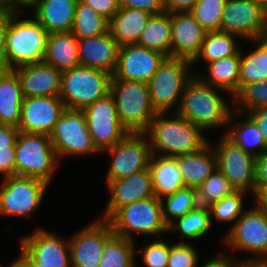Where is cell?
<instances>
[{"label":"cell","mask_w":267,"mask_h":267,"mask_svg":"<svg viewBox=\"0 0 267 267\" xmlns=\"http://www.w3.org/2000/svg\"><path fill=\"white\" fill-rule=\"evenodd\" d=\"M224 93L227 94L226 98ZM228 95L226 91L206 84L197 75H193L185 84L175 113L207 134L210 131L215 132L214 129L222 130L223 128L222 134H225L233 110V100Z\"/></svg>","instance_id":"obj_1"},{"label":"cell","mask_w":267,"mask_h":267,"mask_svg":"<svg viewBox=\"0 0 267 267\" xmlns=\"http://www.w3.org/2000/svg\"><path fill=\"white\" fill-rule=\"evenodd\" d=\"M145 134L152 154L165 157L194 153L209 143L201 128L176 113H157Z\"/></svg>","instance_id":"obj_2"},{"label":"cell","mask_w":267,"mask_h":267,"mask_svg":"<svg viewBox=\"0 0 267 267\" xmlns=\"http://www.w3.org/2000/svg\"><path fill=\"white\" fill-rule=\"evenodd\" d=\"M48 35L26 10H16L10 16L6 33L4 69L43 62Z\"/></svg>","instance_id":"obj_3"},{"label":"cell","mask_w":267,"mask_h":267,"mask_svg":"<svg viewBox=\"0 0 267 267\" xmlns=\"http://www.w3.org/2000/svg\"><path fill=\"white\" fill-rule=\"evenodd\" d=\"M114 235L135 240V235L159 238L167 234L161 200L156 196L118 208L108 219Z\"/></svg>","instance_id":"obj_4"},{"label":"cell","mask_w":267,"mask_h":267,"mask_svg":"<svg viewBox=\"0 0 267 267\" xmlns=\"http://www.w3.org/2000/svg\"><path fill=\"white\" fill-rule=\"evenodd\" d=\"M191 61L166 57L147 82L150 101L157 113H175L185 84L194 75Z\"/></svg>","instance_id":"obj_5"},{"label":"cell","mask_w":267,"mask_h":267,"mask_svg":"<svg viewBox=\"0 0 267 267\" xmlns=\"http://www.w3.org/2000/svg\"><path fill=\"white\" fill-rule=\"evenodd\" d=\"M110 93L122 125L129 133H145L157 114L150 101L147 83L112 79Z\"/></svg>","instance_id":"obj_6"},{"label":"cell","mask_w":267,"mask_h":267,"mask_svg":"<svg viewBox=\"0 0 267 267\" xmlns=\"http://www.w3.org/2000/svg\"><path fill=\"white\" fill-rule=\"evenodd\" d=\"M222 240L223 246H227L224 251L232 256L233 252L251 254L244 258L235 256L238 261L267 260V213L254 202L223 235Z\"/></svg>","instance_id":"obj_7"},{"label":"cell","mask_w":267,"mask_h":267,"mask_svg":"<svg viewBox=\"0 0 267 267\" xmlns=\"http://www.w3.org/2000/svg\"><path fill=\"white\" fill-rule=\"evenodd\" d=\"M59 165L48 135L20 131L16 142L15 176L38 178L50 185Z\"/></svg>","instance_id":"obj_8"},{"label":"cell","mask_w":267,"mask_h":267,"mask_svg":"<svg viewBox=\"0 0 267 267\" xmlns=\"http://www.w3.org/2000/svg\"><path fill=\"white\" fill-rule=\"evenodd\" d=\"M111 80L106 71L80 65L62 72L59 97L67 109L83 110L110 93Z\"/></svg>","instance_id":"obj_9"},{"label":"cell","mask_w":267,"mask_h":267,"mask_svg":"<svg viewBox=\"0 0 267 267\" xmlns=\"http://www.w3.org/2000/svg\"><path fill=\"white\" fill-rule=\"evenodd\" d=\"M49 184L34 177L10 176L0 181V217L30 219L46 195Z\"/></svg>","instance_id":"obj_10"},{"label":"cell","mask_w":267,"mask_h":267,"mask_svg":"<svg viewBox=\"0 0 267 267\" xmlns=\"http://www.w3.org/2000/svg\"><path fill=\"white\" fill-rule=\"evenodd\" d=\"M49 137L60 163L68 156L101 154L88 130L83 110L66 108Z\"/></svg>","instance_id":"obj_11"},{"label":"cell","mask_w":267,"mask_h":267,"mask_svg":"<svg viewBox=\"0 0 267 267\" xmlns=\"http://www.w3.org/2000/svg\"><path fill=\"white\" fill-rule=\"evenodd\" d=\"M20 237V254L32 267H72L69 237L38 227Z\"/></svg>","instance_id":"obj_12"},{"label":"cell","mask_w":267,"mask_h":267,"mask_svg":"<svg viewBox=\"0 0 267 267\" xmlns=\"http://www.w3.org/2000/svg\"><path fill=\"white\" fill-rule=\"evenodd\" d=\"M209 143L214 149L217 168L236 190L249 193L254 199L256 180V157L243 151L225 134L217 142Z\"/></svg>","instance_id":"obj_13"},{"label":"cell","mask_w":267,"mask_h":267,"mask_svg":"<svg viewBox=\"0 0 267 267\" xmlns=\"http://www.w3.org/2000/svg\"><path fill=\"white\" fill-rule=\"evenodd\" d=\"M102 153L110 156L105 184L148 168L152 155L150 141L145 133H129L123 140Z\"/></svg>","instance_id":"obj_14"},{"label":"cell","mask_w":267,"mask_h":267,"mask_svg":"<svg viewBox=\"0 0 267 267\" xmlns=\"http://www.w3.org/2000/svg\"><path fill=\"white\" fill-rule=\"evenodd\" d=\"M83 111L88 130L100 152L113 147L129 134L120 122L115 99L111 93L86 106Z\"/></svg>","instance_id":"obj_15"},{"label":"cell","mask_w":267,"mask_h":267,"mask_svg":"<svg viewBox=\"0 0 267 267\" xmlns=\"http://www.w3.org/2000/svg\"><path fill=\"white\" fill-rule=\"evenodd\" d=\"M220 31L255 40L267 33V11L257 0H226Z\"/></svg>","instance_id":"obj_16"},{"label":"cell","mask_w":267,"mask_h":267,"mask_svg":"<svg viewBox=\"0 0 267 267\" xmlns=\"http://www.w3.org/2000/svg\"><path fill=\"white\" fill-rule=\"evenodd\" d=\"M89 223L69 236L72 267H99L105 244L114 235L107 220Z\"/></svg>","instance_id":"obj_17"},{"label":"cell","mask_w":267,"mask_h":267,"mask_svg":"<svg viewBox=\"0 0 267 267\" xmlns=\"http://www.w3.org/2000/svg\"><path fill=\"white\" fill-rule=\"evenodd\" d=\"M66 106L59 96L24 97L19 131L50 135Z\"/></svg>","instance_id":"obj_18"},{"label":"cell","mask_w":267,"mask_h":267,"mask_svg":"<svg viewBox=\"0 0 267 267\" xmlns=\"http://www.w3.org/2000/svg\"><path fill=\"white\" fill-rule=\"evenodd\" d=\"M167 56L137 44L120 46L112 79L148 82Z\"/></svg>","instance_id":"obj_19"},{"label":"cell","mask_w":267,"mask_h":267,"mask_svg":"<svg viewBox=\"0 0 267 267\" xmlns=\"http://www.w3.org/2000/svg\"><path fill=\"white\" fill-rule=\"evenodd\" d=\"M105 185L108 188L109 199L103 214L98 216L104 220H107L118 208L126 204L155 196L149 167L128 177L108 181Z\"/></svg>","instance_id":"obj_20"},{"label":"cell","mask_w":267,"mask_h":267,"mask_svg":"<svg viewBox=\"0 0 267 267\" xmlns=\"http://www.w3.org/2000/svg\"><path fill=\"white\" fill-rule=\"evenodd\" d=\"M206 33L189 11L172 13L171 57L192 62L201 50Z\"/></svg>","instance_id":"obj_21"},{"label":"cell","mask_w":267,"mask_h":267,"mask_svg":"<svg viewBox=\"0 0 267 267\" xmlns=\"http://www.w3.org/2000/svg\"><path fill=\"white\" fill-rule=\"evenodd\" d=\"M21 82L23 97L59 96L62 72L44 62L13 69Z\"/></svg>","instance_id":"obj_22"},{"label":"cell","mask_w":267,"mask_h":267,"mask_svg":"<svg viewBox=\"0 0 267 267\" xmlns=\"http://www.w3.org/2000/svg\"><path fill=\"white\" fill-rule=\"evenodd\" d=\"M120 45L106 32L95 37L78 39L81 66L100 69L113 75L117 66Z\"/></svg>","instance_id":"obj_23"},{"label":"cell","mask_w":267,"mask_h":267,"mask_svg":"<svg viewBox=\"0 0 267 267\" xmlns=\"http://www.w3.org/2000/svg\"><path fill=\"white\" fill-rule=\"evenodd\" d=\"M78 0H33L26 9L50 33L70 32Z\"/></svg>","instance_id":"obj_24"},{"label":"cell","mask_w":267,"mask_h":267,"mask_svg":"<svg viewBox=\"0 0 267 267\" xmlns=\"http://www.w3.org/2000/svg\"><path fill=\"white\" fill-rule=\"evenodd\" d=\"M225 135L254 157L267 152V145L256 123L245 113L232 110Z\"/></svg>","instance_id":"obj_25"},{"label":"cell","mask_w":267,"mask_h":267,"mask_svg":"<svg viewBox=\"0 0 267 267\" xmlns=\"http://www.w3.org/2000/svg\"><path fill=\"white\" fill-rule=\"evenodd\" d=\"M21 82L13 69L0 70V124L18 128L23 102Z\"/></svg>","instance_id":"obj_26"},{"label":"cell","mask_w":267,"mask_h":267,"mask_svg":"<svg viewBox=\"0 0 267 267\" xmlns=\"http://www.w3.org/2000/svg\"><path fill=\"white\" fill-rule=\"evenodd\" d=\"M181 170L185 187L197 189L217 168V159L211 144L200 151L174 157Z\"/></svg>","instance_id":"obj_27"},{"label":"cell","mask_w":267,"mask_h":267,"mask_svg":"<svg viewBox=\"0 0 267 267\" xmlns=\"http://www.w3.org/2000/svg\"><path fill=\"white\" fill-rule=\"evenodd\" d=\"M149 170L152 176L154 195L162 199L185 187L181 170L174 157L151 155Z\"/></svg>","instance_id":"obj_28"},{"label":"cell","mask_w":267,"mask_h":267,"mask_svg":"<svg viewBox=\"0 0 267 267\" xmlns=\"http://www.w3.org/2000/svg\"><path fill=\"white\" fill-rule=\"evenodd\" d=\"M43 62L61 72L80 66L78 39L71 32L50 33Z\"/></svg>","instance_id":"obj_29"},{"label":"cell","mask_w":267,"mask_h":267,"mask_svg":"<svg viewBox=\"0 0 267 267\" xmlns=\"http://www.w3.org/2000/svg\"><path fill=\"white\" fill-rule=\"evenodd\" d=\"M151 15L143 10L120 8L109 20V32L120 46L137 44Z\"/></svg>","instance_id":"obj_30"},{"label":"cell","mask_w":267,"mask_h":267,"mask_svg":"<svg viewBox=\"0 0 267 267\" xmlns=\"http://www.w3.org/2000/svg\"><path fill=\"white\" fill-rule=\"evenodd\" d=\"M240 51L237 55L208 63L206 71L195 72L204 83L226 91L230 97L238 92ZM205 71V73H204Z\"/></svg>","instance_id":"obj_31"},{"label":"cell","mask_w":267,"mask_h":267,"mask_svg":"<svg viewBox=\"0 0 267 267\" xmlns=\"http://www.w3.org/2000/svg\"><path fill=\"white\" fill-rule=\"evenodd\" d=\"M211 227H213V224L211 223L209 207L199 205L184 216L171 222L167 226V235L178 233L180 239L176 242L189 243L207 236L211 231Z\"/></svg>","instance_id":"obj_32"},{"label":"cell","mask_w":267,"mask_h":267,"mask_svg":"<svg viewBox=\"0 0 267 267\" xmlns=\"http://www.w3.org/2000/svg\"><path fill=\"white\" fill-rule=\"evenodd\" d=\"M240 40L242 39L239 36L224 31L206 33L199 54L191 62L194 75L197 72L195 64L199 61L205 63V68L208 63L237 55L240 49L244 48L243 46L239 47L241 45L238 44Z\"/></svg>","instance_id":"obj_33"},{"label":"cell","mask_w":267,"mask_h":267,"mask_svg":"<svg viewBox=\"0 0 267 267\" xmlns=\"http://www.w3.org/2000/svg\"><path fill=\"white\" fill-rule=\"evenodd\" d=\"M172 13L151 15L137 45L171 57Z\"/></svg>","instance_id":"obj_34"},{"label":"cell","mask_w":267,"mask_h":267,"mask_svg":"<svg viewBox=\"0 0 267 267\" xmlns=\"http://www.w3.org/2000/svg\"><path fill=\"white\" fill-rule=\"evenodd\" d=\"M252 51L240 49V66L238 90L249 83L261 82L267 79V46L258 38L248 40Z\"/></svg>","instance_id":"obj_35"},{"label":"cell","mask_w":267,"mask_h":267,"mask_svg":"<svg viewBox=\"0 0 267 267\" xmlns=\"http://www.w3.org/2000/svg\"><path fill=\"white\" fill-rule=\"evenodd\" d=\"M136 241L113 235L105 244L99 267H137Z\"/></svg>","instance_id":"obj_36"},{"label":"cell","mask_w":267,"mask_h":267,"mask_svg":"<svg viewBox=\"0 0 267 267\" xmlns=\"http://www.w3.org/2000/svg\"><path fill=\"white\" fill-rule=\"evenodd\" d=\"M109 21L78 0L71 33L77 38L95 37L109 31Z\"/></svg>","instance_id":"obj_37"},{"label":"cell","mask_w":267,"mask_h":267,"mask_svg":"<svg viewBox=\"0 0 267 267\" xmlns=\"http://www.w3.org/2000/svg\"><path fill=\"white\" fill-rule=\"evenodd\" d=\"M160 200L162 217L167 226L199 206L197 189L192 187H183Z\"/></svg>","instance_id":"obj_38"},{"label":"cell","mask_w":267,"mask_h":267,"mask_svg":"<svg viewBox=\"0 0 267 267\" xmlns=\"http://www.w3.org/2000/svg\"><path fill=\"white\" fill-rule=\"evenodd\" d=\"M247 196H250V194L242 190H236L231 195L225 196L209 206L211 223H214L213 220H215L218 223L232 224L227 231L223 233L224 235L235 225L236 221L246 210L244 202Z\"/></svg>","instance_id":"obj_39"},{"label":"cell","mask_w":267,"mask_h":267,"mask_svg":"<svg viewBox=\"0 0 267 267\" xmlns=\"http://www.w3.org/2000/svg\"><path fill=\"white\" fill-rule=\"evenodd\" d=\"M232 100L233 110L245 114L254 109L267 107V79L242 86Z\"/></svg>","instance_id":"obj_40"},{"label":"cell","mask_w":267,"mask_h":267,"mask_svg":"<svg viewBox=\"0 0 267 267\" xmlns=\"http://www.w3.org/2000/svg\"><path fill=\"white\" fill-rule=\"evenodd\" d=\"M236 189L224 174L216 168L197 188L200 206H210L212 203L231 195Z\"/></svg>","instance_id":"obj_41"},{"label":"cell","mask_w":267,"mask_h":267,"mask_svg":"<svg viewBox=\"0 0 267 267\" xmlns=\"http://www.w3.org/2000/svg\"><path fill=\"white\" fill-rule=\"evenodd\" d=\"M225 3L226 0H198L189 12L207 33L220 31Z\"/></svg>","instance_id":"obj_42"},{"label":"cell","mask_w":267,"mask_h":267,"mask_svg":"<svg viewBox=\"0 0 267 267\" xmlns=\"http://www.w3.org/2000/svg\"><path fill=\"white\" fill-rule=\"evenodd\" d=\"M165 237L153 238L146 241L141 249L136 248V256H141V262L146 267H167L170 254L169 240ZM139 254V255H138Z\"/></svg>","instance_id":"obj_43"},{"label":"cell","mask_w":267,"mask_h":267,"mask_svg":"<svg viewBox=\"0 0 267 267\" xmlns=\"http://www.w3.org/2000/svg\"><path fill=\"white\" fill-rule=\"evenodd\" d=\"M199 255L195 244L173 241L167 267H198L201 262Z\"/></svg>","instance_id":"obj_44"},{"label":"cell","mask_w":267,"mask_h":267,"mask_svg":"<svg viewBox=\"0 0 267 267\" xmlns=\"http://www.w3.org/2000/svg\"><path fill=\"white\" fill-rule=\"evenodd\" d=\"M120 8L146 11L152 15L165 11L164 0H119Z\"/></svg>","instance_id":"obj_45"},{"label":"cell","mask_w":267,"mask_h":267,"mask_svg":"<svg viewBox=\"0 0 267 267\" xmlns=\"http://www.w3.org/2000/svg\"><path fill=\"white\" fill-rule=\"evenodd\" d=\"M89 5L95 12H98L108 21L120 9L119 0H80Z\"/></svg>","instance_id":"obj_46"},{"label":"cell","mask_w":267,"mask_h":267,"mask_svg":"<svg viewBox=\"0 0 267 267\" xmlns=\"http://www.w3.org/2000/svg\"><path fill=\"white\" fill-rule=\"evenodd\" d=\"M16 147L0 148V176L1 178L15 176Z\"/></svg>","instance_id":"obj_47"},{"label":"cell","mask_w":267,"mask_h":267,"mask_svg":"<svg viewBox=\"0 0 267 267\" xmlns=\"http://www.w3.org/2000/svg\"><path fill=\"white\" fill-rule=\"evenodd\" d=\"M16 11L14 8H0V64L4 69L5 39L10 22V16Z\"/></svg>","instance_id":"obj_48"},{"label":"cell","mask_w":267,"mask_h":267,"mask_svg":"<svg viewBox=\"0 0 267 267\" xmlns=\"http://www.w3.org/2000/svg\"><path fill=\"white\" fill-rule=\"evenodd\" d=\"M240 261L223 249L205 260L199 267H239Z\"/></svg>","instance_id":"obj_49"},{"label":"cell","mask_w":267,"mask_h":267,"mask_svg":"<svg viewBox=\"0 0 267 267\" xmlns=\"http://www.w3.org/2000/svg\"><path fill=\"white\" fill-rule=\"evenodd\" d=\"M267 188V152L256 158V180L254 198Z\"/></svg>","instance_id":"obj_50"},{"label":"cell","mask_w":267,"mask_h":267,"mask_svg":"<svg viewBox=\"0 0 267 267\" xmlns=\"http://www.w3.org/2000/svg\"><path fill=\"white\" fill-rule=\"evenodd\" d=\"M19 133L16 127L0 124V148L16 147Z\"/></svg>","instance_id":"obj_51"},{"label":"cell","mask_w":267,"mask_h":267,"mask_svg":"<svg viewBox=\"0 0 267 267\" xmlns=\"http://www.w3.org/2000/svg\"><path fill=\"white\" fill-rule=\"evenodd\" d=\"M246 114L256 123L258 130L267 145V107L254 109Z\"/></svg>","instance_id":"obj_52"},{"label":"cell","mask_w":267,"mask_h":267,"mask_svg":"<svg viewBox=\"0 0 267 267\" xmlns=\"http://www.w3.org/2000/svg\"><path fill=\"white\" fill-rule=\"evenodd\" d=\"M198 0H164L165 11L169 13L190 11Z\"/></svg>","instance_id":"obj_53"},{"label":"cell","mask_w":267,"mask_h":267,"mask_svg":"<svg viewBox=\"0 0 267 267\" xmlns=\"http://www.w3.org/2000/svg\"><path fill=\"white\" fill-rule=\"evenodd\" d=\"M33 0H1V2L10 8L16 10H26L32 3Z\"/></svg>","instance_id":"obj_54"},{"label":"cell","mask_w":267,"mask_h":267,"mask_svg":"<svg viewBox=\"0 0 267 267\" xmlns=\"http://www.w3.org/2000/svg\"><path fill=\"white\" fill-rule=\"evenodd\" d=\"M255 202L264 212L267 213V188H264L254 199Z\"/></svg>","instance_id":"obj_55"},{"label":"cell","mask_w":267,"mask_h":267,"mask_svg":"<svg viewBox=\"0 0 267 267\" xmlns=\"http://www.w3.org/2000/svg\"><path fill=\"white\" fill-rule=\"evenodd\" d=\"M239 267H267V260H242Z\"/></svg>","instance_id":"obj_56"},{"label":"cell","mask_w":267,"mask_h":267,"mask_svg":"<svg viewBox=\"0 0 267 267\" xmlns=\"http://www.w3.org/2000/svg\"><path fill=\"white\" fill-rule=\"evenodd\" d=\"M7 267H32L28 261L19 253V255L14 259L11 264H6Z\"/></svg>","instance_id":"obj_57"},{"label":"cell","mask_w":267,"mask_h":267,"mask_svg":"<svg viewBox=\"0 0 267 267\" xmlns=\"http://www.w3.org/2000/svg\"><path fill=\"white\" fill-rule=\"evenodd\" d=\"M262 7L267 11V0H257Z\"/></svg>","instance_id":"obj_58"},{"label":"cell","mask_w":267,"mask_h":267,"mask_svg":"<svg viewBox=\"0 0 267 267\" xmlns=\"http://www.w3.org/2000/svg\"><path fill=\"white\" fill-rule=\"evenodd\" d=\"M259 39L267 46V33L263 34Z\"/></svg>","instance_id":"obj_59"},{"label":"cell","mask_w":267,"mask_h":267,"mask_svg":"<svg viewBox=\"0 0 267 267\" xmlns=\"http://www.w3.org/2000/svg\"><path fill=\"white\" fill-rule=\"evenodd\" d=\"M6 7L0 0V8Z\"/></svg>","instance_id":"obj_60"},{"label":"cell","mask_w":267,"mask_h":267,"mask_svg":"<svg viewBox=\"0 0 267 267\" xmlns=\"http://www.w3.org/2000/svg\"><path fill=\"white\" fill-rule=\"evenodd\" d=\"M3 264H4V263H1V262H0V267H5V265H3Z\"/></svg>","instance_id":"obj_61"}]
</instances>
